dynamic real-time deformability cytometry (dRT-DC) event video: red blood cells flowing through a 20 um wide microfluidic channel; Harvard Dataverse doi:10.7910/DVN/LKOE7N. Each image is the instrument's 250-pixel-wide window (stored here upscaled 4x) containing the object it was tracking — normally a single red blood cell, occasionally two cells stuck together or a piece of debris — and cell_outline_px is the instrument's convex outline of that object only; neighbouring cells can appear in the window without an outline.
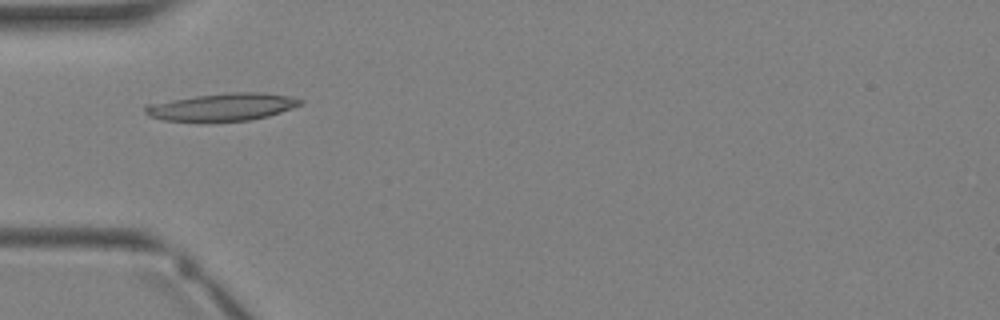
{"species": "Egyptian fruit bat (a non-hibernating species)", "species_latin": "Rousettus aegyptiacus", "temperature_condition": "warm", "stored_images_in_passage": 1, "camera_frame_rate_fps": 3000, "um_per_image_px": 0.085, "animal": {"sex": "female"}, "frame": {"image": 1, "passage_image": 1, "time_ms": 0.0, "image_size_px": [1000, 320], "cell_outline_px": [[304, 104], [268, 116], [248, 120], [212, 124], [196, 124], [164, 120], [148, 116], [144, 112], [144, 108], [148, 104], [196, 96], [228, 92], [260, 92], [288, 96], [304, 100]], "centroid_in_image_um": [18.85, 9.14], "position_along_channel_um": 66.1, "area_um2": 25.78}}